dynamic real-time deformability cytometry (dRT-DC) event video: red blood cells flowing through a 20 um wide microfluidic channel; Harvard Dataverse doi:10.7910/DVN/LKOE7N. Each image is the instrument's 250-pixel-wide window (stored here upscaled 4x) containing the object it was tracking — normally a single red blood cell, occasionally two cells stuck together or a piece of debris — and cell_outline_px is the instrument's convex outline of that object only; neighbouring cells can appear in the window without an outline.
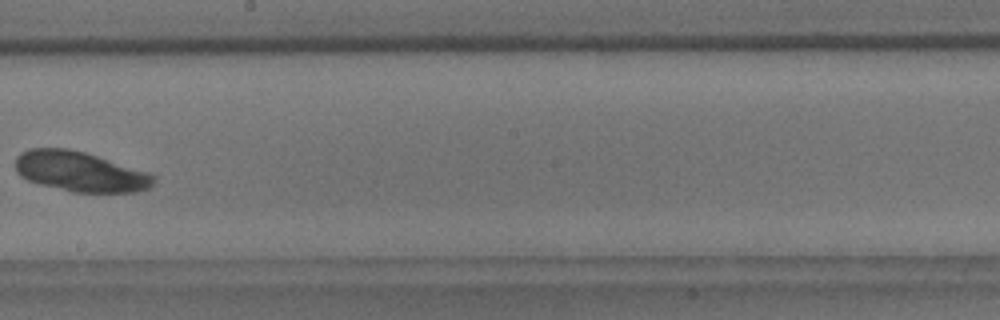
{"species": "common noctule bat (a hibernating species)", "species_latin": "Nyctalus noctula", "temperature_condition": "room temperature", "stored_images_in_passage": 10, "camera_frame_rate_fps": 3000, "um_per_image_px": 0.085, "animal": {"sex": "male", "body_mass_g": 18.8}, "frame": {"image": 1, "passage_image": 10, "time_ms": 10.333, "image_size_px": [1000, 320], "cell_outline_px": [[156, 180], [148, 188], [136, 192], [72, 192], [40, 184], [28, 180], [20, 176], [16, 172], [16, 156], [20, 152], [28, 148], [68, 148], [84, 152], [148, 172], [156, 176]], "centroid_in_image_um": [6.79, 14.58], "position_along_channel_um": 241.4, "area_um2": 32.25}}